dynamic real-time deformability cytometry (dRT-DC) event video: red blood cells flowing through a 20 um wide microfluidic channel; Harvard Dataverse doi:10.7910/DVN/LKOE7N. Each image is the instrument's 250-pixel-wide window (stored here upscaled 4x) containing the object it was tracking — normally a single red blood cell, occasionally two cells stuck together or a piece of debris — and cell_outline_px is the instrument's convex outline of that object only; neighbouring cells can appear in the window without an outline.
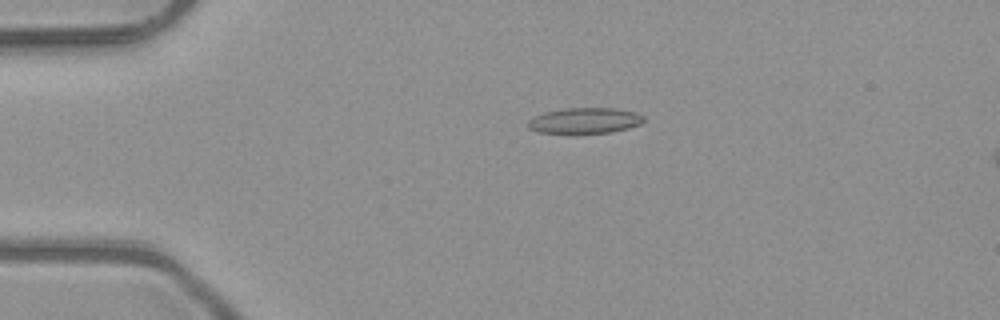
{"species": "common noctule bat (a hibernating species)", "species_latin": "Nyctalus noctula", "temperature_condition": "room temperature", "stored_images_in_passage": 6, "camera_frame_rate_fps": 3000, "um_per_image_px": 0.085, "animal": {"sex": "male", "body_mass_g": 23.1, "forearm_length_mm": 52.7}, "frame": {"image": 1, "passage_image": 4, "time_ms": 1.0, "image_size_px": [1000, 320], "cell_outline_px": [[644, 120], [640, 124], [628, 128], [612, 132], [572, 136], [568, 136], [540, 132], [528, 128], [528, 120], [544, 112], [564, 108], [616, 108], [636, 112], [644, 116]], "centroid_in_image_um": [49.68, 10.29], "position_along_channel_um": 35.3, "area_um2": 18.15}}